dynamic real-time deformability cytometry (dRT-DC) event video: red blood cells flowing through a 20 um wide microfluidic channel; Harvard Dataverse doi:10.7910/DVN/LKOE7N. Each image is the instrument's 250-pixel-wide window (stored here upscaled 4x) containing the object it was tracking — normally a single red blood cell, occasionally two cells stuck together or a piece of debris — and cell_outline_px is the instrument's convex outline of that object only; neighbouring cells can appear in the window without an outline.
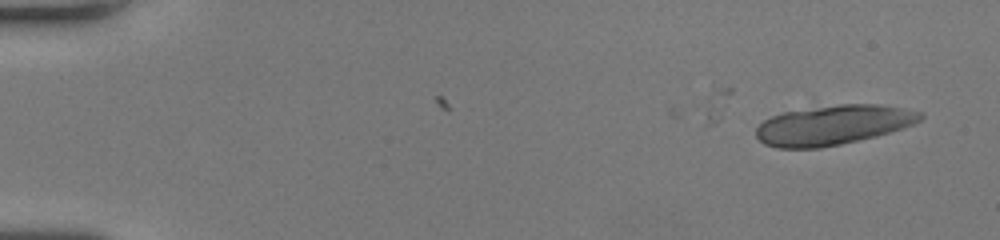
{"species": "human", "species_latin": "Homo sapiens", "temperature_condition": "room temperature", "stored_images_in_passage": 17, "camera_frame_rate_fps": 3000, "um_per_image_px": 0.085, "donor": {"sex": "female"}, "frame": {"image": 1, "passage_image": 1, "time_ms": 0.0, "image_size_px": [1000, 240], "cell_outline_px": [[924, 116], [920, 120], [904, 128], [876, 136], [840, 144], [820, 148], [776, 148], [764, 144], [756, 136], [756, 128], [764, 120], [772, 116], [784, 112], [840, 104], [876, 104], [924, 112]], "centroid_in_image_um": [70.82, 10.63], "position_along_channel_um": 14.2, "area_um2": 37.69}}
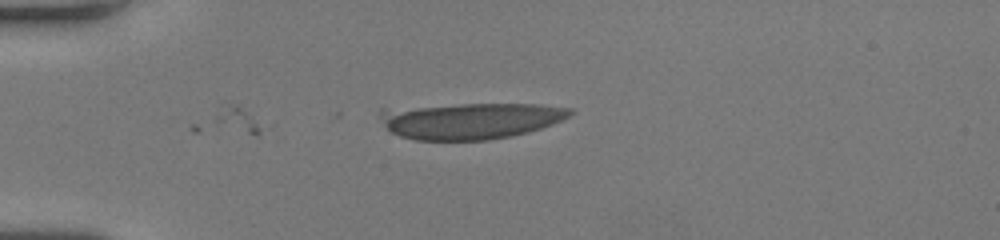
{"frame": {"image": 2, "passage_image": 10, "time_ms": 3.0, "image_size_px": [1000, 240], "cell_outline_px": [[576, 112], [552, 124], [528, 132], [512, 136], [488, 140], [416, 140], [400, 136], [392, 132], [384, 124], [380, 116], [380, 108], [460, 104], [540, 104], [572, 108]], "centroid_in_image_um": [39.97, 10.25], "position_along_channel_um": 45.0, "area_um2": 40.4}}
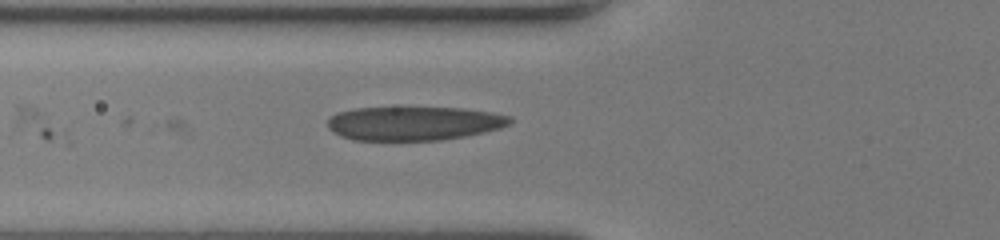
{"frame": {"image": 3, "passage_image": 15, "time_ms": 4.667, "image_size_px": [1000, 240], "cell_outline_px": [[512, 124], [500, 128], [484, 132], [464, 136], [440, 140], [352, 140], [340, 136], [328, 128], [328, 120], [336, 112], [356, 108], [464, 108], [492, 112], [512, 116]], "centroid_in_image_um": [35.21, 10.48], "position_along_channel_um": 90.6, "area_um2": 36.07}}